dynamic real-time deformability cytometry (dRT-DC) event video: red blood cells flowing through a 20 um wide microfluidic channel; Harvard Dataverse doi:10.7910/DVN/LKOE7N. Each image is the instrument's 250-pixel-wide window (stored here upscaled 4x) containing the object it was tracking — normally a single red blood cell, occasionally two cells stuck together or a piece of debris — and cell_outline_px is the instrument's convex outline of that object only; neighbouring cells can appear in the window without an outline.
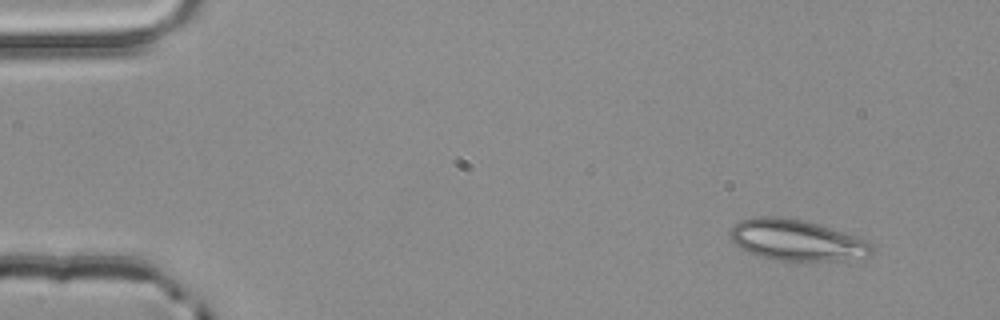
{"species": "common noctule bat (a hibernating species)", "species_latin": "Nyctalus noctula", "temperature_condition": "room temperature", "stored_images_in_passage": 3, "camera_frame_rate_fps": 3000, "um_per_image_px": 0.085, "animal": {"sex": "male", "body_mass_g": 20.4}, "frame": {"image": 1, "passage_image": 1, "time_ms": 0.0, "image_size_px": [1000, 320], "cell_outline_px": [[876, 252], [872, 256], [840, 260], [772, 260], [748, 252], [736, 244], [732, 240], [732, 224], [740, 220], [752, 216], [776, 216], [800, 220], [816, 224], [872, 240], [876, 248]], "centroid_in_image_um": [67.8, 20.41], "position_along_channel_um": 17.2, "area_um2": 34.04}}